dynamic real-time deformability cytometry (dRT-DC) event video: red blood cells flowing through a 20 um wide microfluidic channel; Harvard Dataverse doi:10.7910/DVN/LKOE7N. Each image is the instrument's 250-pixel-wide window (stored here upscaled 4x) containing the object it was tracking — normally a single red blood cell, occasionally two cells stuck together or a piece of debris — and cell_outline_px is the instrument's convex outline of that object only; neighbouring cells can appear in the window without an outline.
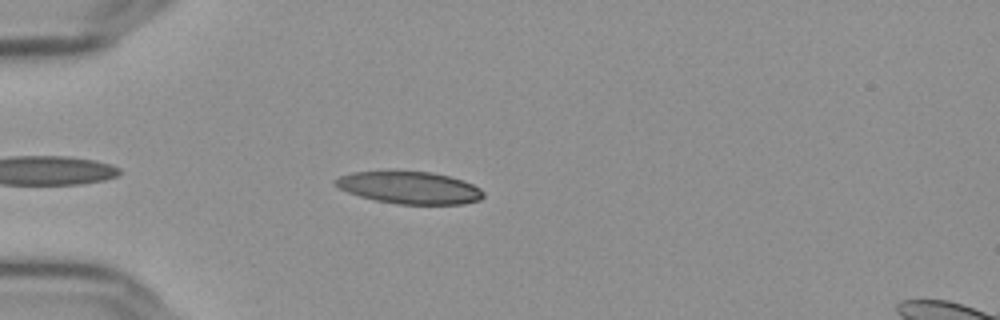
{"species": "Egyptian fruit bat (a non-hibernating species)", "species_latin": "Rousettus aegyptiacus", "temperature_condition": "cold", "stored_images_in_passage": 41, "camera_frame_rate_fps": 3000, "um_per_image_px": 0.085, "frame": {"image": 1, "passage_image": 4, "time_ms": 1.0, "image_size_px": [1000, 320], "cell_outline_px": [[484, 196], [480, 200], [464, 204], [396, 204], [376, 200], [360, 196], [348, 192], [332, 184], [332, 180], [340, 176], [352, 172], [428, 172], [448, 176], [464, 180], [480, 188], [484, 192]], "centroid_in_image_um": [34.82, 15.96], "position_along_channel_um": 50.2, "area_um2": 27.63}}
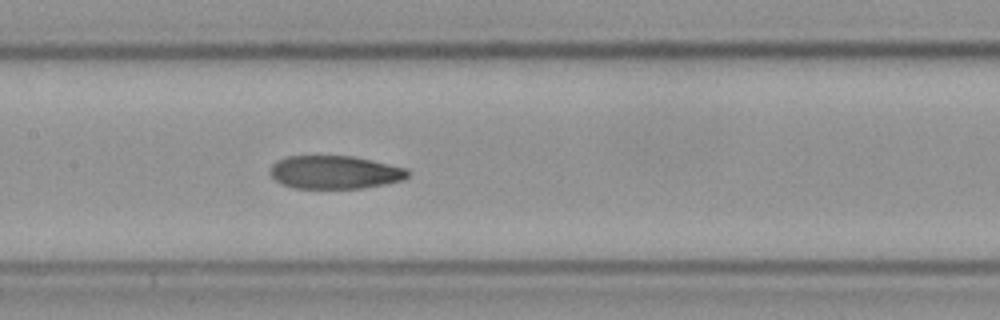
{"frame": {"image": 2, "passage_image": 16, "time_ms": 5.0, "image_size_px": [1000, 320], "cell_outline_px": [[408, 176], [404, 180], [384, 184], [360, 188], [292, 188], [280, 184], [268, 172], [272, 164], [288, 156], [352, 156], [404, 168], [408, 172]], "centroid_in_image_um": [28.4, 14.65], "position_along_channel_um": 179.0, "area_um2": 26.36}}
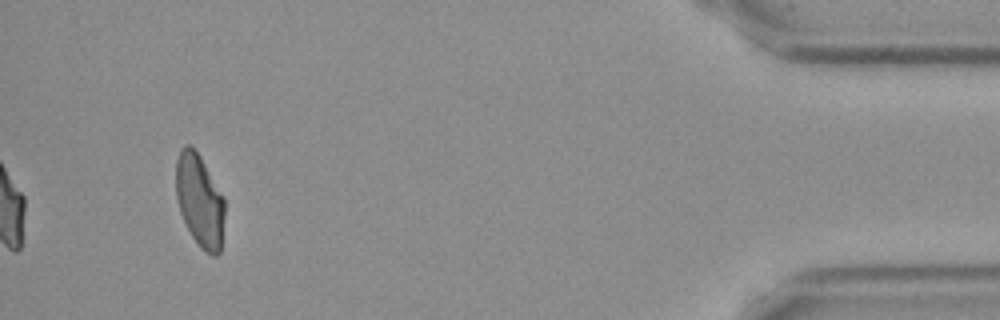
{"frame": {"image": 3, "passage_image": 41, "time_ms": 13.333, "image_size_px": [1000, 320], "cell_outline_px": [[224, 216], [220, 252], [216, 256], [212, 256], [200, 248], [192, 236], [180, 212], [176, 196], [176, 160], [180, 148], [184, 144], [188, 144], [200, 156], [224, 196]], "centroid_in_image_um": [16.97, 17.04], "position_along_channel_um": 418.2, "area_um2": 26.3}, "authors_computed_cell_mechanics": {"area_um2": 27.2238, "velocity_mm_per_s": 3.6476, "shape_relaxation_time_tau1_ms": null, "shape_relaxation_time_tau2_ms": 3.1378, "deformation_change_tau1": null, "deformation_change_tau2": 0.0904}}